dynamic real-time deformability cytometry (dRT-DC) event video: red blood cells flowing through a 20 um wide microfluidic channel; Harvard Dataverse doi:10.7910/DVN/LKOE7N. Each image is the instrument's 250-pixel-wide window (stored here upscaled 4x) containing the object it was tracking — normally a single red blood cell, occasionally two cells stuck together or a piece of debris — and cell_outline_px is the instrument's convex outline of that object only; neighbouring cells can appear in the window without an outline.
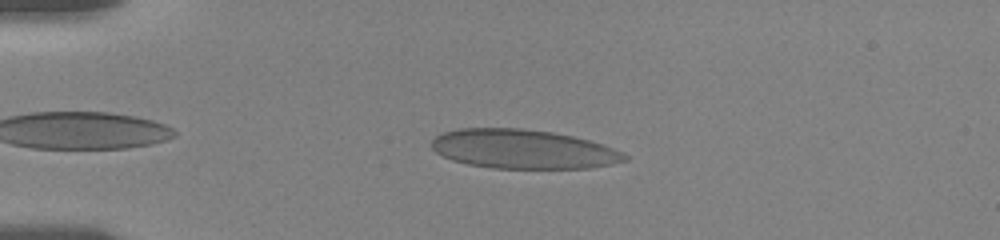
{"species": "human", "species_latin": "Homo sapiens", "temperature_condition": "room temperature", "stored_images_in_passage": 43, "camera_frame_rate_fps": 3000, "um_per_image_px": 0.085, "donor": {"sex": "female"}, "frame": {"image": 1, "passage_image": 6, "time_ms": 1.667, "image_size_px": [1000, 240], "cell_outline_px": [[628, 160], [612, 164], [588, 168], [492, 168], [468, 164], [452, 160], [436, 152], [432, 148], [432, 140], [436, 136], [444, 132], [460, 128], [520, 128], [552, 132], [572, 136], [588, 140], [612, 148], [628, 156]], "centroid_in_image_um": [44.44, 12.67], "position_along_channel_um": 40.6, "area_um2": 43.75}}
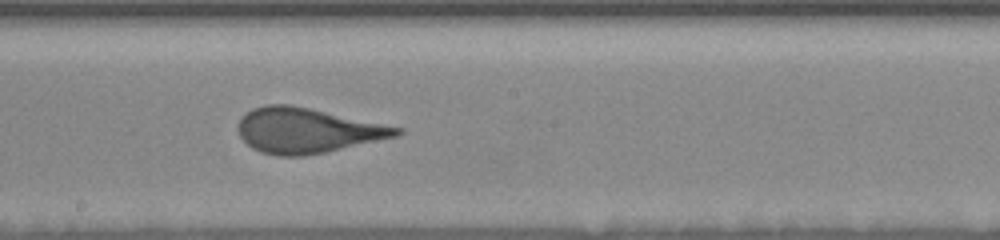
{"frame": {"image": 2, "passage_image": 24, "time_ms": 7.667, "image_size_px": [1000, 240], "cell_outline_px": [[404, 132], [396, 136], [324, 152], [304, 156], [280, 156], [260, 152], [252, 148], [240, 136], [240, 120], [252, 108], [268, 104], [288, 104], [308, 108], [404, 128]], "centroid_in_image_um": [26.11, 11.09], "position_along_channel_um": 222.1, "area_um2": 40.86}}
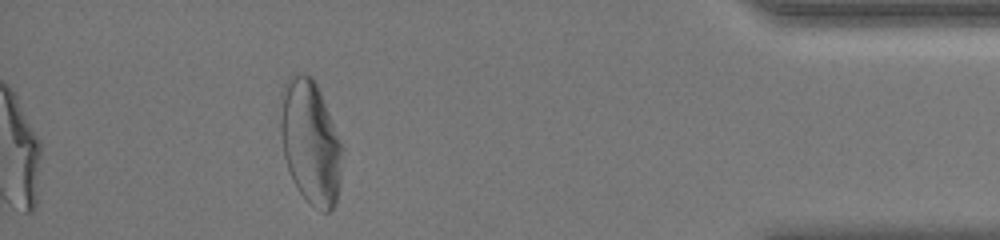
{"frame": {"image": 3, "passage_image": 43, "time_ms": 14.0, "image_size_px": [1000, 240], "cell_outline_px": [[344, 148], [340, 180], [336, 204], [328, 212], [324, 212], [308, 204], [296, 188], [292, 180], [284, 156], [280, 132], [280, 92], [284, 84], [296, 72], [300, 72], [312, 76], [320, 92]], "centroid_in_image_um": [26.38, 12.1], "position_along_channel_um": 408.8, "area_um2": 45.2}, "authors_computed_cell_mechanics": {"area_um2": 42.483, "velocity_mm_per_s": 3.6114, "shape_relaxation_time_tau1_ms": 8.5881, "shape_relaxation_time_tau2_ms": null, "deformation_change_tau1": 0.2435, "deformation_change_tau2": null}}